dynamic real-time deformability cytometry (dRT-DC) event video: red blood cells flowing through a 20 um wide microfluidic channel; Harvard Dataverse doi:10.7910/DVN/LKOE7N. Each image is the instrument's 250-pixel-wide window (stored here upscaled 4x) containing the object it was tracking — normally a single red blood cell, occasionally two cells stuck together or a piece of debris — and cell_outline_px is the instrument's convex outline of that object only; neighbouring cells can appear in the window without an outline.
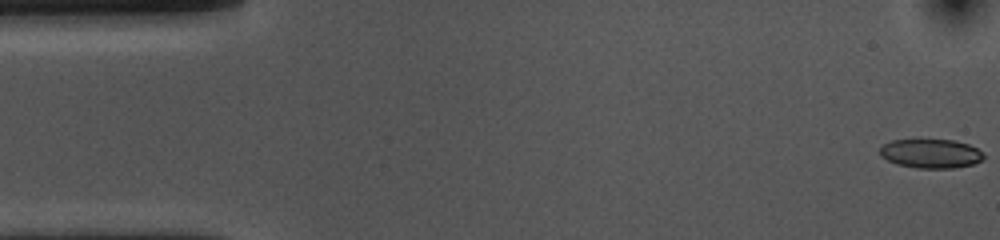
{"species": "common noctule bat (a hibernating species)", "species_latin": "Nyctalus noctula", "temperature_condition": "cold", "stored_images_in_passage": 55, "camera_frame_rate_fps": 3000, "um_per_image_px": 0.085, "animal": {"sex": "female", "body_mass_g": 10.0, "forearm_length_mm": 53.1}, "frame": {"image": 1, "passage_image": 1, "time_ms": 0.0, "image_size_px": [1000, 240], "cell_outline_px": [[984, 156], [980, 160], [972, 164], [952, 168], [916, 168], [896, 164], [880, 156], [880, 148], [884, 144], [892, 140], [952, 140], [968, 144], [976, 148]], "centroid_in_image_um": [79.07, 13.05], "position_along_channel_um": 5.9, "area_um2": 17.34}}
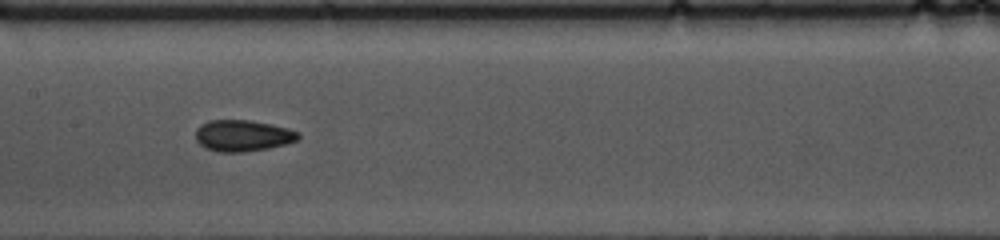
{"frame": {"image": 2, "passage_image": 26, "time_ms": 8.333, "image_size_px": [1000, 240], "cell_outline_px": [[300, 136], [296, 140], [288, 144], [268, 148], [244, 152], [220, 152], [204, 148], [196, 140], [196, 128], [200, 124], [208, 120], [248, 120], [288, 128], [300, 132]], "centroid_in_image_um": [20.62, 11.53], "position_along_channel_um": 186.8, "area_um2": 18.84}}
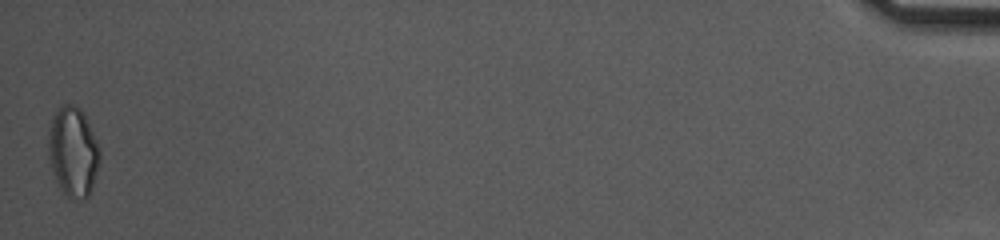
{"frame": {"image": 3, "passage_image": 55, "time_ms": 18.0, "image_size_px": [1000, 240], "cell_outline_px": [[100, 160], [88, 196], [84, 200], [72, 200], [60, 188], [52, 172], [48, 156], [48, 136], [52, 116], [64, 104], [72, 104], [80, 108], [100, 148]], "centroid_in_image_um": [6.19, 12.92], "position_along_channel_um": 429.0, "area_um2": 26.65}, "authors_computed_cell_mechanics": {"area_um2": 18.4382, "velocity_mm_per_s": 3.5645, "shape_relaxation_time_tau1_ms": null, "shape_relaxation_time_tau2_ms": 3.0899, "deformation_change_tau1": null, "deformation_change_tau2": 0.0916}}